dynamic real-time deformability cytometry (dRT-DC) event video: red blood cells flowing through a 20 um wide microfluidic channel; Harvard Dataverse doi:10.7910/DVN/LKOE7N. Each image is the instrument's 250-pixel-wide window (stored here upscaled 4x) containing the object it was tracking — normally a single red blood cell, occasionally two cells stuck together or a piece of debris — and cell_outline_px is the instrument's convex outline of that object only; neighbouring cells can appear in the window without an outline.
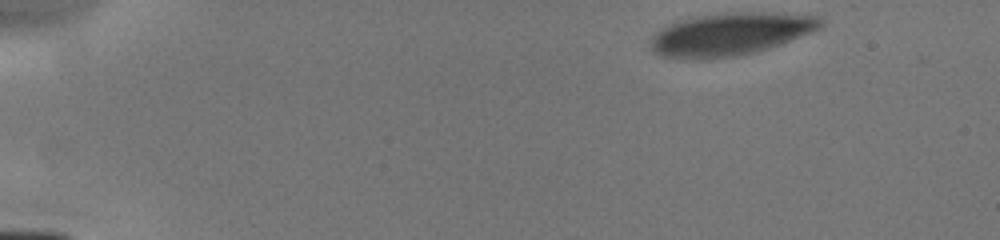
{"species": "human", "species_latin": "Homo sapiens", "temperature_condition": "cold", "stored_images_in_passage": 5, "camera_frame_rate_fps": 3000, "um_per_image_px": 0.085, "donor": {"sex": "male"}, "frame": {"image": 1, "passage_image": 1, "time_ms": 0.0, "image_size_px": [1000, 240], "cell_outline_px": [[824, 24], [820, 28], [780, 44], [768, 48], [736, 56], [704, 60], [692, 60], [660, 56], [652, 48], [652, 36], [660, 28], [676, 20], [716, 12], [772, 12], [816, 16], [824, 20]], "centroid_in_image_um": [62.04, 2.89], "position_along_channel_um": 23.0, "area_um2": 42.6}}
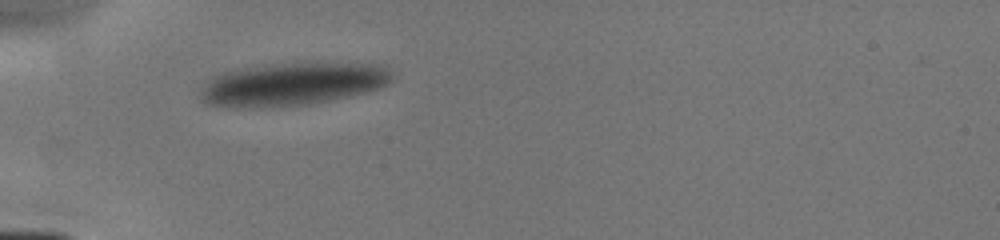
{"frame": {"image": 2, "passage_image": 4, "time_ms": 3.333, "image_size_px": [1000, 240], "cell_outline_px": [[392, 80], [388, 84], [380, 88], [348, 96], [308, 104], [252, 108], [224, 108], [204, 104], [200, 100], [200, 92], [208, 80], [212, 76], [220, 72], [232, 68], [272, 64], [380, 64], [388, 68], [392, 72]], "centroid_in_image_um": [24.74, 7.17], "position_along_channel_um": 60.3, "area_um2": 48.09}}